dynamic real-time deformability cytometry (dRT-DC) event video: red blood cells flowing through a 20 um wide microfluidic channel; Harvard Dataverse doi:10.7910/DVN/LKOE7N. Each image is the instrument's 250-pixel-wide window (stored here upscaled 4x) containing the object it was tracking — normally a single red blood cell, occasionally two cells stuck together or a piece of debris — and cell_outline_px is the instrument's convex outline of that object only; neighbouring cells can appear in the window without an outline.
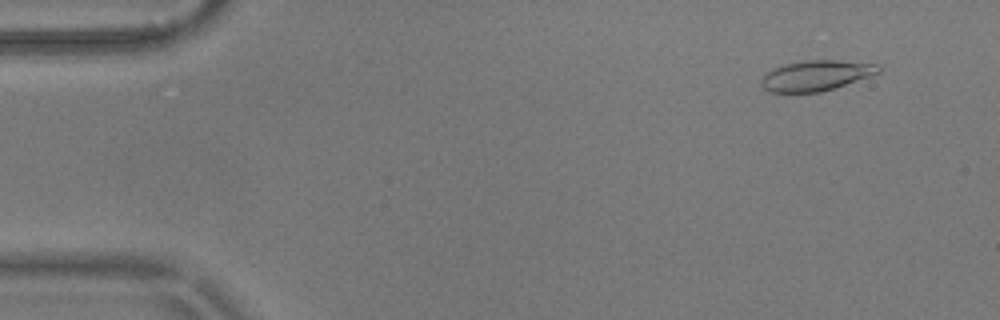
{"species": "common noctule bat (a hibernating species)", "species_latin": "Nyctalus noctula", "temperature_condition": "warm", "stored_images_in_passage": 7, "camera_frame_rate_fps": 3000, "um_per_image_px": 0.085, "animal": {"sex": "male", "body_mass_g": 17.9}, "frame": {"image": 1, "passage_image": 1, "time_ms": 0.0, "image_size_px": [1000, 320], "cell_outline_px": [[880, 72], [820, 92], [768, 92], [760, 84], [760, 80], [764, 72], [772, 68], [784, 64], [808, 60], [836, 60], [880, 64]], "centroid_in_image_um": [69.29, 6.41], "position_along_channel_um": 15.7, "area_um2": 20.63}}
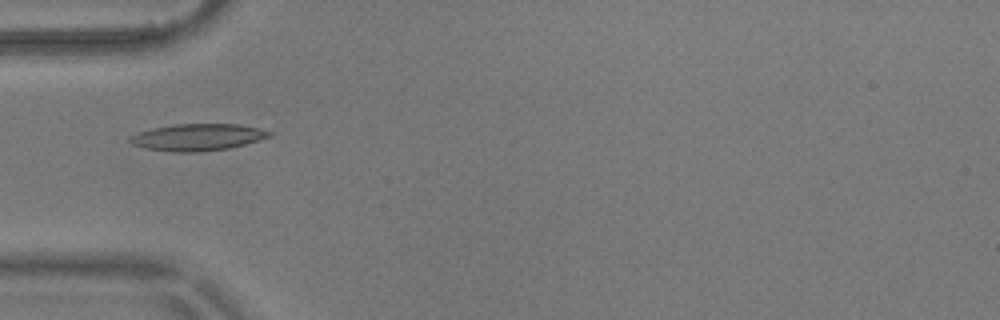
{"frame": {"image": 2, "passage_image": 4, "time_ms": 1.0, "image_size_px": [1000, 320], "cell_outline_px": [[272, 136], [244, 144], [228, 148], [196, 152], [172, 152], [144, 148], [132, 144], [128, 140], [128, 136], [152, 128], [176, 124], [240, 124], [272, 132]], "centroid_in_image_um": [16.75, 11.66], "position_along_channel_um": 68.2, "area_um2": 21.68}}